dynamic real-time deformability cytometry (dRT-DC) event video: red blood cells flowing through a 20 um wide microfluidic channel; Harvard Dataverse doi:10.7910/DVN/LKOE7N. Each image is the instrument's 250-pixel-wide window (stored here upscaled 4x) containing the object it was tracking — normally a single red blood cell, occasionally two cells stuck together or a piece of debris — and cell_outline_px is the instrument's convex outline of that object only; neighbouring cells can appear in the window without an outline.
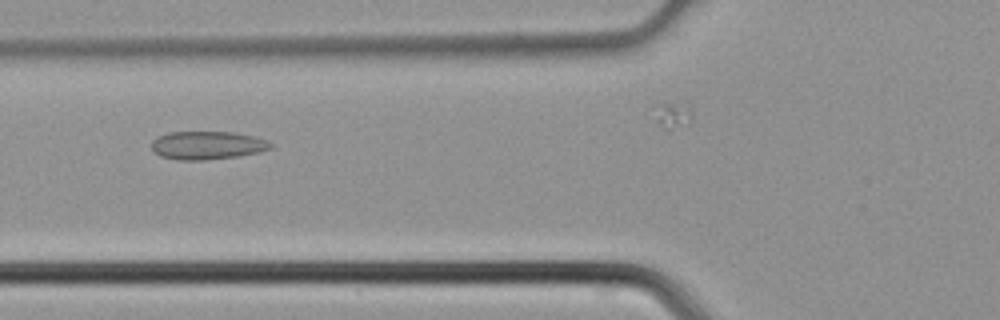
{"species": "common noctule bat (a hibernating species)", "species_latin": "Nyctalus noctula", "temperature_condition": "cold", "stored_images_in_passage": 24, "camera_frame_rate_fps": 3000, "um_per_image_px": 0.085, "animal": {"sex": "male", "body_mass_g": 21.5, "forearm_length_mm": 52.0}, "frame": {"image": 1, "passage_image": 6, "time_ms": 1.667, "image_size_px": [1000, 320], "cell_outline_px": [[272, 148], [260, 152], [236, 156], [204, 160], [176, 160], [160, 156], [152, 152], [152, 140], [156, 136], [168, 132], [232, 132], [256, 136], [272, 144]], "centroid_in_image_um": [17.57, 12.35], "position_along_channel_um": 108.2, "area_um2": 19.71}}
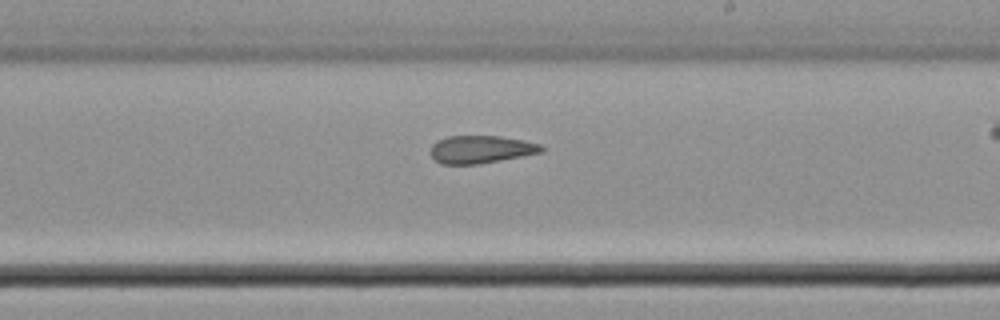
{"frame": {"image": 2, "passage_image": 15, "time_ms": 4.667, "image_size_px": [1000, 320], "cell_outline_px": [[544, 152], [500, 160], [476, 164], [440, 164], [432, 156], [432, 144], [436, 140], [448, 136], [500, 136], [524, 140], [540, 144], [544, 148]], "centroid_in_image_um": [40.89, 12.69], "position_along_channel_um": 248.1, "area_um2": 17.86}}
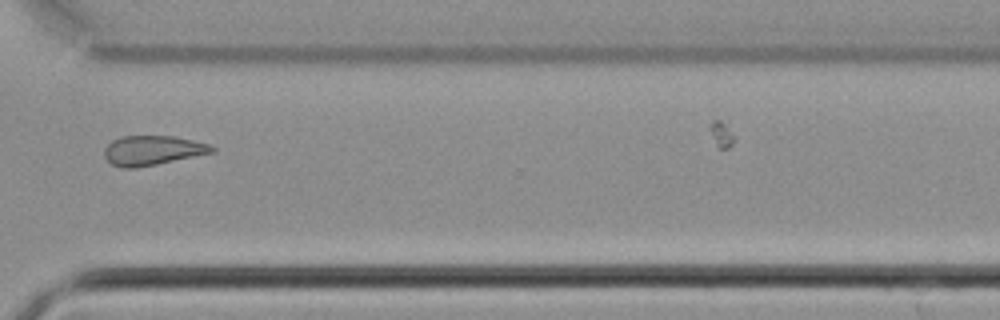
{"frame": {"image": 3, "passage_image": 22, "time_ms": 7.0, "image_size_px": [1000, 320], "cell_outline_px": [[216, 152], [136, 168], [124, 168], [112, 164], [104, 156], [104, 148], [112, 140], [120, 136], [176, 136], [208, 144], [216, 148]], "centroid_in_image_um": [12.96, 12.78], "position_along_channel_um": 357.6, "area_um2": 18.55}}